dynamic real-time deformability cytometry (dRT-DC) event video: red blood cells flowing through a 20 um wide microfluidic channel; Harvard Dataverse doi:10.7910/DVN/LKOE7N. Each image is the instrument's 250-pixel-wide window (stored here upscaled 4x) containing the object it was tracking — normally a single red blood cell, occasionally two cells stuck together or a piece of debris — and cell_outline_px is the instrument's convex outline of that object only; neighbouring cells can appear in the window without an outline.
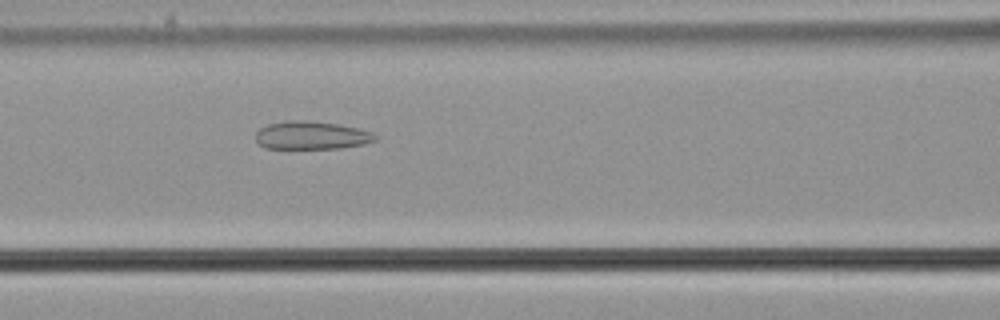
{"species": "common noctule bat (a hibernating species)", "species_latin": "Nyctalus noctula", "temperature_condition": "cold", "stored_images_in_passage": 42, "camera_frame_rate_fps": 3000, "um_per_image_px": 0.085, "animal": {"sex": "male", "body_mass_g": 21.5, "forearm_length_mm": 52.0}, "frame": {"image": 1, "passage_image": 11, "time_ms": 3.333, "image_size_px": [1000, 320], "cell_outline_px": [[380, 136], [376, 140], [364, 144], [340, 148], [264, 148], [256, 140], [256, 132], [260, 128], [268, 124], [288, 120], [308, 120], [336, 124], [356, 128], [372, 132]], "centroid_in_image_um": [26.49, 11.5], "position_along_channel_um": 140.1, "area_um2": 19.54}}
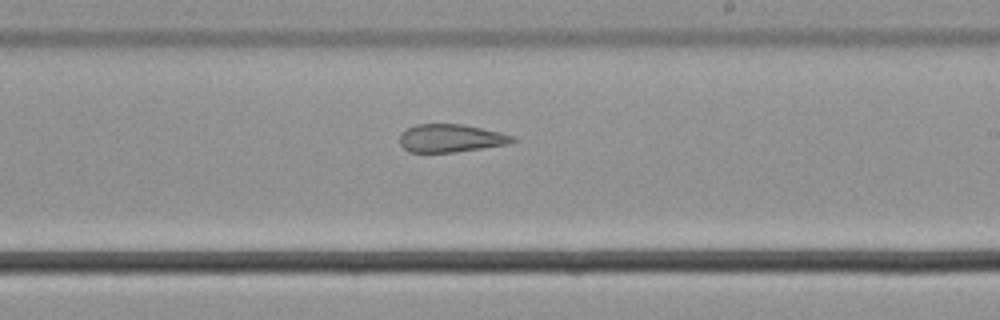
{"frame": {"image": 2, "passage_image": 20, "time_ms": 6.333, "image_size_px": [1000, 320], "cell_outline_px": [[516, 140], [508, 144], [452, 152], [408, 152], [400, 144], [400, 132], [416, 124], [464, 124], [500, 132], [512, 136]], "centroid_in_image_um": [38.27, 11.74], "position_along_channel_um": 250.7, "area_um2": 18.26}}
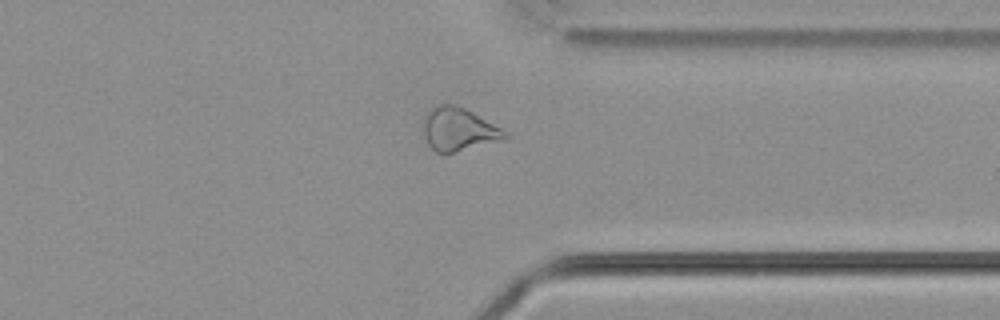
{"frame": {"image": 3, "passage_image": 30, "time_ms": 9.667, "image_size_px": [1000, 320], "cell_outline_px": [[512, 136], [504, 140], [444, 156], [436, 152], [428, 144], [424, 136], [424, 116], [436, 104], [456, 104], [504, 128]], "centroid_in_image_um": [39.04, 11.03], "position_along_channel_um": 372.4, "area_um2": 21.21}, "authors_computed_cell_mechanics": {"area_um2": 21.0103, "velocity_mm_per_s": 3.7063, "shape_relaxation_time_tau1_ms": null, "shape_relaxation_time_tau2_ms": 3.0519, "deformation_change_tau1": null, "deformation_change_tau2": 0.1246}}